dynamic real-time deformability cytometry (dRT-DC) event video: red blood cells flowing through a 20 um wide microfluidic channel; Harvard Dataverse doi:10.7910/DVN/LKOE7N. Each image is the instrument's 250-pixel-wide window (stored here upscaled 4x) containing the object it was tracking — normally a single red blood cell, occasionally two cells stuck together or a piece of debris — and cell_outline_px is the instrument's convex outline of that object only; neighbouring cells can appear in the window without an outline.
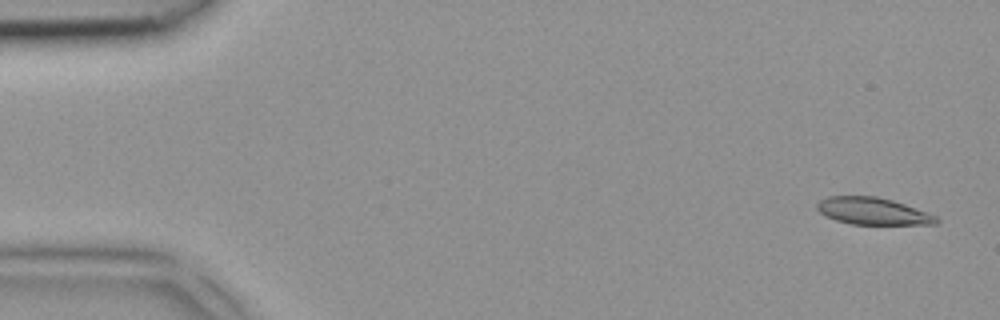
{"species": "common noctule bat (a hibernating species)", "species_latin": "Nyctalus noctula", "temperature_condition": "room temperature", "stored_images_in_passage": 4, "camera_frame_rate_fps": 3000, "um_per_image_px": 0.085, "animal": {"sex": "female", "body_mass_g": 18.4}, "frame": {"image": 1, "passage_image": 1, "time_ms": 0.0, "image_size_px": [1000, 320], "cell_outline_px": [[940, 220], [936, 224], [852, 224], [836, 220], [820, 212], [816, 208], [816, 204], [820, 200], [828, 196], [876, 196], [892, 200], [904, 204], [936, 216]], "centroid_in_image_um": [74.17, 17.94], "position_along_channel_um": 10.8, "area_um2": 18.55}}
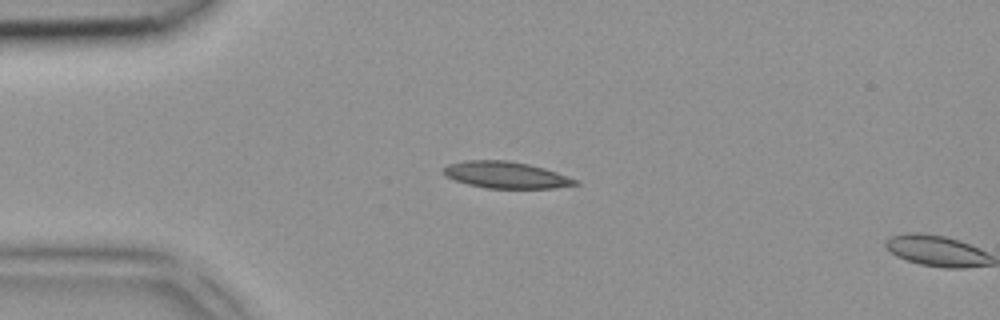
{"frame": {"image": 2, "passage_image": 3, "time_ms": 0.667, "image_size_px": [1000, 320], "cell_outline_px": [[580, 184], [552, 188], [488, 188], [468, 184], [444, 176], [444, 168], [448, 164], [464, 160], [508, 160], [528, 164], [544, 168], [580, 180]], "centroid_in_image_um": [43.02, 14.86], "position_along_channel_um": 42.0, "area_um2": 20.4}}